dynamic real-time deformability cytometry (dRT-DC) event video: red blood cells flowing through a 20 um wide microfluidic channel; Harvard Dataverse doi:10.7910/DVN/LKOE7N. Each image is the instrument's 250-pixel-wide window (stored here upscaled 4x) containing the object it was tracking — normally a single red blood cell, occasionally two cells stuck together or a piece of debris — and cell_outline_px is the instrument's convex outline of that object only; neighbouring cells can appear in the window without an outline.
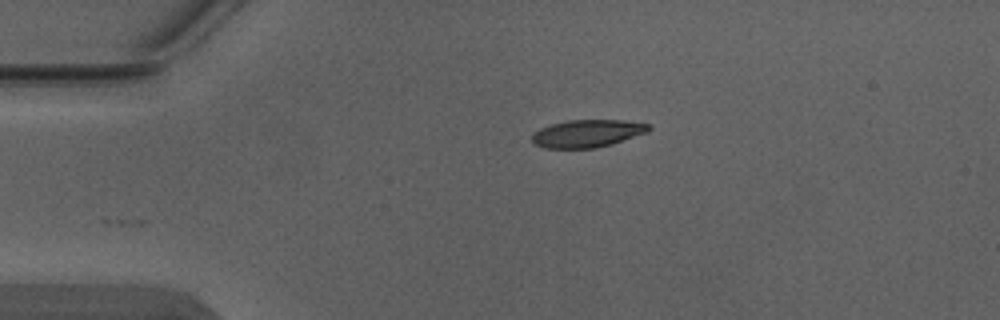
{"species": "Egyptian fruit bat (a non-hibernating species)", "species_latin": "Rousettus aegyptiacus", "temperature_condition": "warm", "stored_images_in_passage": 2, "camera_frame_rate_fps": 3000, "um_per_image_px": 0.085, "animal": {"sex": "male"}, "frame": {"image": 1, "passage_image": 2, "time_ms": 0.333, "image_size_px": [1000, 320], "cell_outline_px": [[652, 128], [648, 132], [612, 144], [596, 148], [544, 148], [536, 144], [532, 140], [532, 132], [540, 128], [552, 124], [568, 120], [624, 120], [648, 124]], "centroid_in_image_um": [49.92, 11.34], "position_along_channel_um": 35.1, "area_um2": 18.79}}